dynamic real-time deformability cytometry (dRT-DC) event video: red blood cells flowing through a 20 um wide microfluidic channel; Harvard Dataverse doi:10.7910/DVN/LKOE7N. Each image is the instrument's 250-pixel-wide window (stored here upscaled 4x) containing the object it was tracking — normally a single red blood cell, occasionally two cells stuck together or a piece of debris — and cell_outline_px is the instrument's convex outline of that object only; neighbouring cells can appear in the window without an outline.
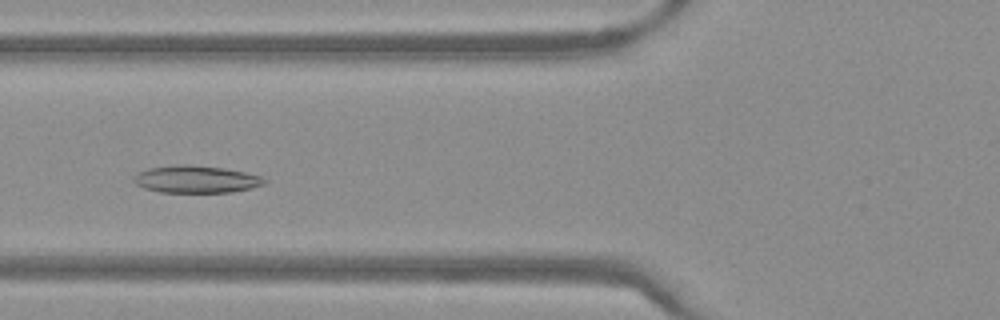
{"species": "Egyptian fruit bat (a non-hibernating species)", "species_latin": "Rousettus aegyptiacus", "temperature_condition": "warm", "stored_images_in_passage": 47, "camera_frame_rate_fps": 3000, "um_per_image_px": 0.085, "frame": {"image": 1, "passage_image": 16, "time_ms": 5.0, "image_size_px": [1000, 320], "cell_outline_px": [[268, 180], [264, 184], [252, 188], [232, 192], [160, 192], [144, 188], [136, 184], [132, 180], [140, 172], [148, 168], [176, 164], [188, 164], [224, 168], [244, 172], [260, 176]], "centroid_in_image_um": [16.68, 15.23], "position_along_channel_um": 109.1, "area_um2": 20.75}}
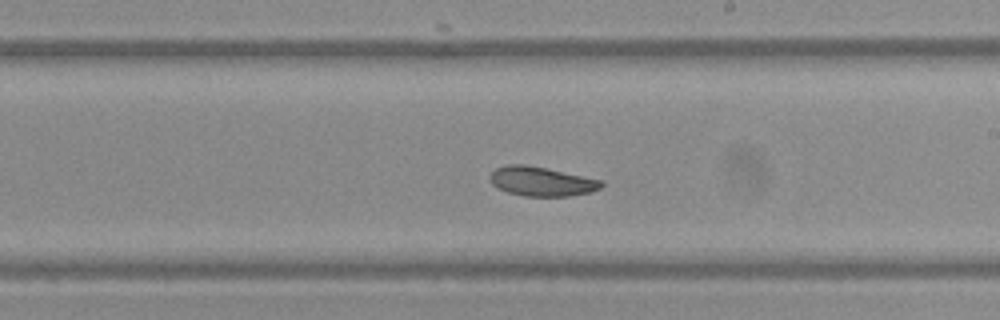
{"frame": {"image": 2, "passage_image": 26, "time_ms": 8.333, "image_size_px": [1000, 320], "cell_outline_px": [[604, 184], [600, 188], [592, 192], [568, 196], [524, 196], [508, 192], [496, 188], [488, 180], [488, 176], [496, 168], [508, 164], [524, 164], [604, 180]], "centroid_in_image_um": [46.01, 15.42], "position_along_channel_um": 243.0, "area_um2": 19.13}}
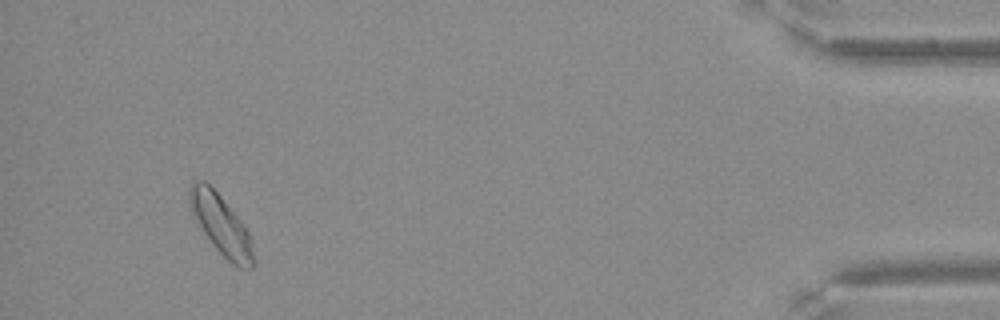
{"frame": {"image": 3, "passage_image": 44, "time_ms": 14.333, "image_size_px": [1000, 320], "cell_outline_px": [[252, 268], [240, 268], [232, 264], [212, 244], [204, 232], [192, 212], [188, 204], [188, 188], [192, 180], [204, 180], [220, 196], [240, 220], [248, 232], [252, 240]], "centroid_in_image_um": [18.74, 19.06], "position_along_channel_um": 416.5, "area_um2": 21.73}}